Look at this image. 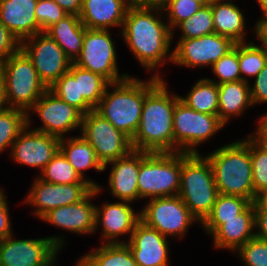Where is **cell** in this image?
Returning <instances> with one entry per match:
<instances>
[{
	"label": "cell",
	"mask_w": 267,
	"mask_h": 266,
	"mask_svg": "<svg viewBox=\"0 0 267 266\" xmlns=\"http://www.w3.org/2000/svg\"><path fill=\"white\" fill-rule=\"evenodd\" d=\"M161 10L143 7L128 8L122 37L135 55L141 66L147 70H155L157 66L164 65L166 60L172 62L173 51L169 52L174 35L169 24L157 18ZM155 14V15H154ZM167 54H169L167 56Z\"/></svg>",
	"instance_id": "6da1fadb"
},
{
	"label": "cell",
	"mask_w": 267,
	"mask_h": 266,
	"mask_svg": "<svg viewBox=\"0 0 267 266\" xmlns=\"http://www.w3.org/2000/svg\"><path fill=\"white\" fill-rule=\"evenodd\" d=\"M168 92L162 79L145 96L141 120L131 140L133 150L174 152L173 112L180 96Z\"/></svg>",
	"instance_id": "7a4b0ae2"
},
{
	"label": "cell",
	"mask_w": 267,
	"mask_h": 266,
	"mask_svg": "<svg viewBox=\"0 0 267 266\" xmlns=\"http://www.w3.org/2000/svg\"><path fill=\"white\" fill-rule=\"evenodd\" d=\"M161 80L162 77L154 73L148 81L131 76L109 84L95 110L132 140L141 120L145 96ZM114 86L113 91H108V87Z\"/></svg>",
	"instance_id": "3957f363"
},
{
	"label": "cell",
	"mask_w": 267,
	"mask_h": 266,
	"mask_svg": "<svg viewBox=\"0 0 267 266\" xmlns=\"http://www.w3.org/2000/svg\"><path fill=\"white\" fill-rule=\"evenodd\" d=\"M206 157L218 194L240 196L254 202L250 148L243 140L219 147Z\"/></svg>",
	"instance_id": "277c9868"
},
{
	"label": "cell",
	"mask_w": 267,
	"mask_h": 266,
	"mask_svg": "<svg viewBox=\"0 0 267 266\" xmlns=\"http://www.w3.org/2000/svg\"><path fill=\"white\" fill-rule=\"evenodd\" d=\"M204 157L199 153H182L178 193L200 223L210 214L218 195L211 164L207 157Z\"/></svg>",
	"instance_id": "5b68a950"
},
{
	"label": "cell",
	"mask_w": 267,
	"mask_h": 266,
	"mask_svg": "<svg viewBox=\"0 0 267 266\" xmlns=\"http://www.w3.org/2000/svg\"><path fill=\"white\" fill-rule=\"evenodd\" d=\"M182 170V152L140 151L139 198L178 195Z\"/></svg>",
	"instance_id": "8992f818"
},
{
	"label": "cell",
	"mask_w": 267,
	"mask_h": 266,
	"mask_svg": "<svg viewBox=\"0 0 267 266\" xmlns=\"http://www.w3.org/2000/svg\"><path fill=\"white\" fill-rule=\"evenodd\" d=\"M1 66L6 107L28 112L48 88L40 80L32 61L21 49L2 62Z\"/></svg>",
	"instance_id": "52a82bcc"
},
{
	"label": "cell",
	"mask_w": 267,
	"mask_h": 266,
	"mask_svg": "<svg viewBox=\"0 0 267 266\" xmlns=\"http://www.w3.org/2000/svg\"><path fill=\"white\" fill-rule=\"evenodd\" d=\"M224 126L218 116L197 112L179 99L173 112L174 152L199 153L194 148Z\"/></svg>",
	"instance_id": "ba28073f"
},
{
	"label": "cell",
	"mask_w": 267,
	"mask_h": 266,
	"mask_svg": "<svg viewBox=\"0 0 267 266\" xmlns=\"http://www.w3.org/2000/svg\"><path fill=\"white\" fill-rule=\"evenodd\" d=\"M80 131L81 136L95 150L97 159L103 166L128 155L133 150L131 139L95 109L83 115Z\"/></svg>",
	"instance_id": "9c48e42d"
},
{
	"label": "cell",
	"mask_w": 267,
	"mask_h": 266,
	"mask_svg": "<svg viewBox=\"0 0 267 266\" xmlns=\"http://www.w3.org/2000/svg\"><path fill=\"white\" fill-rule=\"evenodd\" d=\"M64 242L61 236L15 240L10 235L0 242V266H55Z\"/></svg>",
	"instance_id": "30bf717a"
},
{
	"label": "cell",
	"mask_w": 267,
	"mask_h": 266,
	"mask_svg": "<svg viewBox=\"0 0 267 266\" xmlns=\"http://www.w3.org/2000/svg\"><path fill=\"white\" fill-rule=\"evenodd\" d=\"M113 43L109 30L86 28L81 54L74 63L101 75L110 84L125 80L130 76L119 74Z\"/></svg>",
	"instance_id": "8fae6325"
},
{
	"label": "cell",
	"mask_w": 267,
	"mask_h": 266,
	"mask_svg": "<svg viewBox=\"0 0 267 266\" xmlns=\"http://www.w3.org/2000/svg\"><path fill=\"white\" fill-rule=\"evenodd\" d=\"M149 200L139 212L140 220L166 237H183L188 226L197 221L179 195Z\"/></svg>",
	"instance_id": "7c38bea8"
},
{
	"label": "cell",
	"mask_w": 267,
	"mask_h": 266,
	"mask_svg": "<svg viewBox=\"0 0 267 266\" xmlns=\"http://www.w3.org/2000/svg\"><path fill=\"white\" fill-rule=\"evenodd\" d=\"M21 50L35 67L47 88L69 71L72 61L47 33L40 32L21 41Z\"/></svg>",
	"instance_id": "4fadbf2b"
},
{
	"label": "cell",
	"mask_w": 267,
	"mask_h": 266,
	"mask_svg": "<svg viewBox=\"0 0 267 266\" xmlns=\"http://www.w3.org/2000/svg\"><path fill=\"white\" fill-rule=\"evenodd\" d=\"M99 185L87 179L75 184H52L39 178L33 182L26 203L35 206V215L39 218L52 209L75 204L83 200Z\"/></svg>",
	"instance_id": "5bb4252c"
},
{
	"label": "cell",
	"mask_w": 267,
	"mask_h": 266,
	"mask_svg": "<svg viewBox=\"0 0 267 266\" xmlns=\"http://www.w3.org/2000/svg\"><path fill=\"white\" fill-rule=\"evenodd\" d=\"M236 43L217 33L180 39L173 50L172 62L185 67L212 66L231 51Z\"/></svg>",
	"instance_id": "9a60e30c"
},
{
	"label": "cell",
	"mask_w": 267,
	"mask_h": 266,
	"mask_svg": "<svg viewBox=\"0 0 267 266\" xmlns=\"http://www.w3.org/2000/svg\"><path fill=\"white\" fill-rule=\"evenodd\" d=\"M36 112L43 125L34 130L46 134L64 138V133L80 128L83 114L74 106L58 98L49 89L40 97V99L28 110Z\"/></svg>",
	"instance_id": "2e32d148"
},
{
	"label": "cell",
	"mask_w": 267,
	"mask_h": 266,
	"mask_svg": "<svg viewBox=\"0 0 267 266\" xmlns=\"http://www.w3.org/2000/svg\"><path fill=\"white\" fill-rule=\"evenodd\" d=\"M30 115H27V126L21 131L10 149L12 157L17 163L38 167L41 172L47 163L59 151L58 137L29 128ZM30 129V130H27Z\"/></svg>",
	"instance_id": "e0dca14e"
},
{
	"label": "cell",
	"mask_w": 267,
	"mask_h": 266,
	"mask_svg": "<svg viewBox=\"0 0 267 266\" xmlns=\"http://www.w3.org/2000/svg\"><path fill=\"white\" fill-rule=\"evenodd\" d=\"M201 224L205 231L213 236L216 248L237 251L248 240L255 237L254 202L237 215V218L205 219Z\"/></svg>",
	"instance_id": "ac0fdd59"
},
{
	"label": "cell",
	"mask_w": 267,
	"mask_h": 266,
	"mask_svg": "<svg viewBox=\"0 0 267 266\" xmlns=\"http://www.w3.org/2000/svg\"><path fill=\"white\" fill-rule=\"evenodd\" d=\"M102 188L93 189L83 200L50 210L40 219L61 227L63 230L80 234H91L96 230V205L90 199ZM92 203V204H91Z\"/></svg>",
	"instance_id": "d6986e66"
},
{
	"label": "cell",
	"mask_w": 267,
	"mask_h": 266,
	"mask_svg": "<svg viewBox=\"0 0 267 266\" xmlns=\"http://www.w3.org/2000/svg\"><path fill=\"white\" fill-rule=\"evenodd\" d=\"M137 266H168V240L141 220L136 224L128 242Z\"/></svg>",
	"instance_id": "ffe728a7"
},
{
	"label": "cell",
	"mask_w": 267,
	"mask_h": 266,
	"mask_svg": "<svg viewBox=\"0 0 267 266\" xmlns=\"http://www.w3.org/2000/svg\"><path fill=\"white\" fill-rule=\"evenodd\" d=\"M127 201L116 203H105L103 207H96V229L98 224L102 225V231L106 243H120L116 240L117 237L124 234L130 236L140 221V213H135Z\"/></svg>",
	"instance_id": "44dd1931"
},
{
	"label": "cell",
	"mask_w": 267,
	"mask_h": 266,
	"mask_svg": "<svg viewBox=\"0 0 267 266\" xmlns=\"http://www.w3.org/2000/svg\"><path fill=\"white\" fill-rule=\"evenodd\" d=\"M112 169L108 178L111 194L120 201L132 202L139 199L138 174L140 170V151L132 150L128 155L108 162Z\"/></svg>",
	"instance_id": "7402d4cb"
},
{
	"label": "cell",
	"mask_w": 267,
	"mask_h": 266,
	"mask_svg": "<svg viewBox=\"0 0 267 266\" xmlns=\"http://www.w3.org/2000/svg\"><path fill=\"white\" fill-rule=\"evenodd\" d=\"M129 0H83L79 18L87 29L123 28Z\"/></svg>",
	"instance_id": "603a6c76"
},
{
	"label": "cell",
	"mask_w": 267,
	"mask_h": 266,
	"mask_svg": "<svg viewBox=\"0 0 267 266\" xmlns=\"http://www.w3.org/2000/svg\"><path fill=\"white\" fill-rule=\"evenodd\" d=\"M38 0H0V21L18 40L41 32L35 16Z\"/></svg>",
	"instance_id": "cb8c5ba5"
},
{
	"label": "cell",
	"mask_w": 267,
	"mask_h": 266,
	"mask_svg": "<svg viewBox=\"0 0 267 266\" xmlns=\"http://www.w3.org/2000/svg\"><path fill=\"white\" fill-rule=\"evenodd\" d=\"M85 31L86 27L79 16L68 14L49 27L45 33L56 41L72 62H75L82 51Z\"/></svg>",
	"instance_id": "d4e9b609"
},
{
	"label": "cell",
	"mask_w": 267,
	"mask_h": 266,
	"mask_svg": "<svg viewBox=\"0 0 267 266\" xmlns=\"http://www.w3.org/2000/svg\"><path fill=\"white\" fill-rule=\"evenodd\" d=\"M218 117L226 125L229 118L238 116L252 106L250 86L243 80L218 84Z\"/></svg>",
	"instance_id": "484cf974"
},
{
	"label": "cell",
	"mask_w": 267,
	"mask_h": 266,
	"mask_svg": "<svg viewBox=\"0 0 267 266\" xmlns=\"http://www.w3.org/2000/svg\"><path fill=\"white\" fill-rule=\"evenodd\" d=\"M215 33L231 39L234 43L245 41V18L239 7L232 3L212 4Z\"/></svg>",
	"instance_id": "4316f807"
},
{
	"label": "cell",
	"mask_w": 267,
	"mask_h": 266,
	"mask_svg": "<svg viewBox=\"0 0 267 266\" xmlns=\"http://www.w3.org/2000/svg\"><path fill=\"white\" fill-rule=\"evenodd\" d=\"M59 151L73 166L76 173L82 180H86L84 170L95 168L97 171H104L102 163L97 159L95 150L90 143L82 136L65 138L60 140Z\"/></svg>",
	"instance_id": "83f0119b"
},
{
	"label": "cell",
	"mask_w": 267,
	"mask_h": 266,
	"mask_svg": "<svg viewBox=\"0 0 267 266\" xmlns=\"http://www.w3.org/2000/svg\"><path fill=\"white\" fill-rule=\"evenodd\" d=\"M82 257L86 266H137L125 242L105 243Z\"/></svg>",
	"instance_id": "f1b7e54d"
},
{
	"label": "cell",
	"mask_w": 267,
	"mask_h": 266,
	"mask_svg": "<svg viewBox=\"0 0 267 266\" xmlns=\"http://www.w3.org/2000/svg\"><path fill=\"white\" fill-rule=\"evenodd\" d=\"M179 98L197 112L218 116V85L207 78L198 80L186 97Z\"/></svg>",
	"instance_id": "f546056e"
},
{
	"label": "cell",
	"mask_w": 267,
	"mask_h": 266,
	"mask_svg": "<svg viewBox=\"0 0 267 266\" xmlns=\"http://www.w3.org/2000/svg\"><path fill=\"white\" fill-rule=\"evenodd\" d=\"M69 72L78 79L79 97H83L93 109H96L110 83L101 75L84 69L74 62Z\"/></svg>",
	"instance_id": "4dcf8cb0"
},
{
	"label": "cell",
	"mask_w": 267,
	"mask_h": 266,
	"mask_svg": "<svg viewBox=\"0 0 267 266\" xmlns=\"http://www.w3.org/2000/svg\"><path fill=\"white\" fill-rule=\"evenodd\" d=\"M250 148L254 202L267 191V145L254 133L243 140Z\"/></svg>",
	"instance_id": "1f68e13d"
},
{
	"label": "cell",
	"mask_w": 267,
	"mask_h": 266,
	"mask_svg": "<svg viewBox=\"0 0 267 266\" xmlns=\"http://www.w3.org/2000/svg\"><path fill=\"white\" fill-rule=\"evenodd\" d=\"M27 126V112L18 108H0V153L12 147L21 131Z\"/></svg>",
	"instance_id": "d6a6232c"
},
{
	"label": "cell",
	"mask_w": 267,
	"mask_h": 266,
	"mask_svg": "<svg viewBox=\"0 0 267 266\" xmlns=\"http://www.w3.org/2000/svg\"><path fill=\"white\" fill-rule=\"evenodd\" d=\"M238 61L241 80L248 82L247 76L255 77L267 64V52L252 41L248 44L238 43Z\"/></svg>",
	"instance_id": "836d02e7"
},
{
	"label": "cell",
	"mask_w": 267,
	"mask_h": 266,
	"mask_svg": "<svg viewBox=\"0 0 267 266\" xmlns=\"http://www.w3.org/2000/svg\"><path fill=\"white\" fill-rule=\"evenodd\" d=\"M39 178L52 184H75L82 181L60 151L47 163Z\"/></svg>",
	"instance_id": "e575fe53"
},
{
	"label": "cell",
	"mask_w": 267,
	"mask_h": 266,
	"mask_svg": "<svg viewBox=\"0 0 267 266\" xmlns=\"http://www.w3.org/2000/svg\"><path fill=\"white\" fill-rule=\"evenodd\" d=\"M58 98L77 108L83 115L94 110L83 97H79L78 79L67 71L48 88Z\"/></svg>",
	"instance_id": "d590c367"
},
{
	"label": "cell",
	"mask_w": 267,
	"mask_h": 266,
	"mask_svg": "<svg viewBox=\"0 0 267 266\" xmlns=\"http://www.w3.org/2000/svg\"><path fill=\"white\" fill-rule=\"evenodd\" d=\"M182 30L180 39L198 38L215 33L212 6H202L193 16L180 22L176 28Z\"/></svg>",
	"instance_id": "8d00e7d4"
},
{
	"label": "cell",
	"mask_w": 267,
	"mask_h": 266,
	"mask_svg": "<svg viewBox=\"0 0 267 266\" xmlns=\"http://www.w3.org/2000/svg\"><path fill=\"white\" fill-rule=\"evenodd\" d=\"M250 204L244 197L218 194L210 214L205 219L237 218Z\"/></svg>",
	"instance_id": "74e56055"
},
{
	"label": "cell",
	"mask_w": 267,
	"mask_h": 266,
	"mask_svg": "<svg viewBox=\"0 0 267 266\" xmlns=\"http://www.w3.org/2000/svg\"><path fill=\"white\" fill-rule=\"evenodd\" d=\"M211 68L213 73L219 78V81L210 78L207 79L215 82L217 85L240 81L241 73L238 61V44H235L234 48L214 63Z\"/></svg>",
	"instance_id": "f35d334b"
},
{
	"label": "cell",
	"mask_w": 267,
	"mask_h": 266,
	"mask_svg": "<svg viewBox=\"0 0 267 266\" xmlns=\"http://www.w3.org/2000/svg\"><path fill=\"white\" fill-rule=\"evenodd\" d=\"M237 252L246 266H267V241L253 237Z\"/></svg>",
	"instance_id": "ab89813d"
},
{
	"label": "cell",
	"mask_w": 267,
	"mask_h": 266,
	"mask_svg": "<svg viewBox=\"0 0 267 266\" xmlns=\"http://www.w3.org/2000/svg\"><path fill=\"white\" fill-rule=\"evenodd\" d=\"M66 15L68 13L54 0H38L37 2L35 16L41 32H45Z\"/></svg>",
	"instance_id": "60d3db41"
},
{
	"label": "cell",
	"mask_w": 267,
	"mask_h": 266,
	"mask_svg": "<svg viewBox=\"0 0 267 266\" xmlns=\"http://www.w3.org/2000/svg\"><path fill=\"white\" fill-rule=\"evenodd\" d=\"M201 7L200 3L193 0H172L163 11H167V23L173 31L180 22L193 16Z\"/></svg>",
	"instance_id": "b9f144b4"
},
{
	"label": "cell",
	"mask_w": 267,
	"mask_h": 266,
	"mask_svg": "<svg viewBox=\"0 0 267 266\" xmlns=\"http://www.w3.org/2000/svg\"><path fill=\"white\" fill-rule=\"evenodd\" d=\"M21 49V41L17 39L0 21V63Z\"/></svg>",
	"instance_id": "7bdbcfd3"
},
{
	"label": "cell",
	"mask_w": 267,
	"mask_h": 266,
	"mask_svg": "<svg viewBox=\"0 0 267 266\" xmlns=\"http://www.w3.org/2000/svg\"><path fill=\"white\" fill-rule=\"evenodd\" d=\"M252 104L267 103V64L255 76L254 84L250 87Z\"/></svg>",
	"instance_id": "ee69618b"
},
{
	"label": "cell",
	"mask_w": 267,
	"mask_h": 266,
	"mask_svg": "<svg viewBox=\"0 0 267 266\" xmlns=\"http://www.w3.org/2000/svg\"><path fill=\"white\" fill-rule=\"evenodd\" d=\"M8 202L3 190H0V242L12 235Z\"/></svg>",
	"instance_id": "f6af8a7d"
},
{
	"label": "cell",
	"mask_w": 267,
	"mask_h": 266,
	"mask_svg": "<svg viewBox=\"0 0 267 266\" xmlns=\"http://www.w3.org/2000/svg\"><path fill=\"white\" fill-rule=\"evenodd\" d=\"M255 209V227L259 231L255 232V236L267 241V210H264L256 201L254 202Z\"/></svg>",
	"instance_id": "bcb514c9"
},
{
	"label": "cell",
	"mask_w": 267,
	"mask_h": 266,
	"mask_svg": "<svg viewBox=\"0 0 267 266\" xmlns=\"http://www.w3.org/2000/svg\"><path fill=\"white\" fill-rule=\"evenodd\" d=\"M255 34L262 44V48L267 52V15L259 19L255 24Z\"/></svg>",
	"instance_id": "7dc6e473"
},
{
	"label": "cell",
	"mask_w": 267,
	"mask_h": 266,
	"mask_svg": "<svg viewBox=\"0 0 267 266\" xmlns=\"http://www.w3.org/2000/svg\"><path fill=\"white\" fill-rule=\"evenodd\" d=\"M61 8H63L68 14H74L79 16L83 0H54Z\"/></svg>",
	"instance_id": "c3c4849f"
},
{
	"label": "cell",
	"mask_w": 267,
	"mask_h": 266,
	"mask_svg": "<svg viewBox=\"0 0 267 266\" xmlns=\"http://www.w3.org/2000/svg\"><path fill=\"white\" fill-rule=\"evenodd\" d=\"M132 7H143L158 10V0H129Z\"/></svg>",
	"instance_id": "681fc988"
},
{
	"label": "cell",
	"mask_w": 267,
	"mask_h": 266,
	"mask_svg": "<svg viewBox=\"0 0 267 266\" xmlns=\"http://www.w3.org/2000/svg\"><path fill=\"white\" fill-rule=\"evenodd\" d=\"M255 134L259 138H267V113L259 120V125L256 129Z\"/></svg>",
	"instance_id": "f907efd6"
},
{
	"label": "cell",
	"mask_w": 267,
	"mask_h": 266,
	"mask_svg": "<svg viewBox=\"0 0 267 266\" xmlns=\"http://www.w3.org/2000/svg\"><path fill=\"white\" fill-rule=\"evenodd\" d=\"M6 107L4 94V73L0 63V108Z\"/></svg>",
	"instance_id": "816d5d0a"
},
{
	"label": "cell",
	"mask_w": 267,
	"mask_h": 266,
	"mask_svg": "<svg viewBox=\"0 0 267 266\" xmlns=\"http://www.w3.org/2000/svg\"><path fill=\"white\" fill-rule=\"evenodd\" d=\"M256 202L264 209L267 210V191L263 192L257 197Z\"/></svg>",
	"instance_id": "f5cc1de1"
},
{
	"label": "cell",
	"mask_w": 267,
	"mask_h": 266,
	"mask_svg": "<svg viewBox=\"0 0 267 266\" xmlns=\"http://www.w3.org/2000/svg\"><path fill=\"white\" fill-rule=\"evenodd\" d=\"M261 7L263 16L267 15V0H256Z\"/></svg>",
	"instance_id": "db71d44e"
},
{
	"label": "cell",
	"mask_w": 267,
	"mask_h": 266,
	"mask_svg": "<svg viewBox=\"0 0 267 266\" xmlns=\"http://www.w3.org/2000/svg\"><path fill=\"white\" fill-rule=\"evenodd\" d=\"M172 0H158V10H164Z\"/></svg>",
	"instance_id": "11a10c76"
},
{
	"label": "cell",
	"mask_w": 267,
	"mask_h": 266,
	"mask_svg": "<svg viewBox=\"0 0 267 266\" xmlns=\"http://www.w3.org/2000/svg\"><path fill=\"white\" fill-rule=\"evenodd\" d=\"M208 1H209V5L216 4V3H227V1H229L230 3V0H208Z\"/></svg>",
	"instance_id": "9f6ffc18"
},
{
	"label": "cell",
	"mask_w": 267,
	"mask_h": 266,
	"mask_svg": "<svg viewBox=\"0 0 267 266\" xmlns=\"http://www.w3.org/2000/svg\"><path fill=\"white\" fill-rule=\"evenodd\" d=\"M193 1L200 3L202 6L209 5L208 0H193Z\"/></svg>",
	"instance_id": "6f0895ef"
},
{
	"label": "cell",
	"mask_w": 267,
	"mask_h": 266,
	"mask_svg": "<svg viewBox=\"0 0 267 266\" xmlns=\"http://www.w3.org/2000/svg\"><path fill=\"white\" fill-rule=\"evenodd\" d=\"M77 262H78V263H77V265H76V266H86V263H85V261H84L83 257H81V259H80V260H78Z\"/></svg>",
	"instance_id": "680465c9"
},
{
	"label": "cell",
	"mask_w": 267,
	"mask_h": 266,
	"mask_svg": "<svg viewBox=\"0 0 267 266\" xmlns=\"http://www.w3.org/2000/svg\"><path fill=\"white\" fill-rule=\"evenodd\" d=\"M267 145V138H260Z\"/></svg>",
	"instance_id": "91938a15"
}]
</instances>
